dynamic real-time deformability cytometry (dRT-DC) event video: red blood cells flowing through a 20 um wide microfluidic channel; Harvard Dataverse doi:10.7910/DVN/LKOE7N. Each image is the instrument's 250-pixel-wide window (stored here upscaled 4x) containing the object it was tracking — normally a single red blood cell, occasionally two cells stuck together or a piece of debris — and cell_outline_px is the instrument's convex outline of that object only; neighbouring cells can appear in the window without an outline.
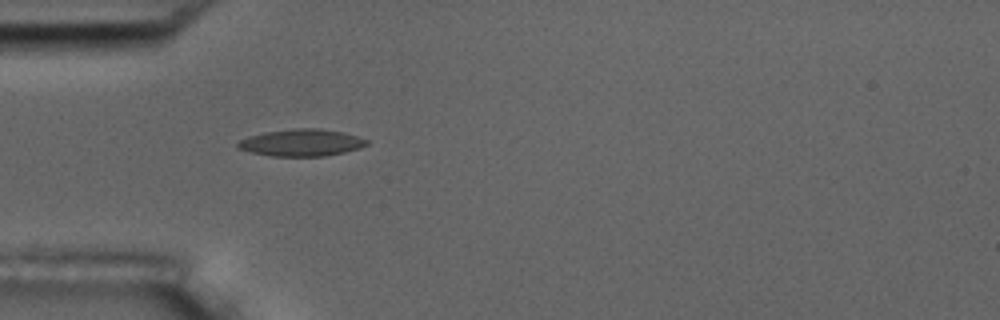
{"species": "common noctule bat (a hibernating species)", "species_latin": "Nyctalus noctula", "temperature_condition": "room temperature", "stored_images_in_passage": 1, "camera_frame_rate_fps": 3000, "um_per_image_px": 0.085, "animal": {"sex": "male", "body_mass_g": 17.5, "forearm_length_mm": 52.3}, "frame": {"image": 1, "passage_image": 1, "time_ms": 0.0, "image_size_px": [1000, 320], "cell_outline_px": [[368, 144], [360, 148], [344, 152], [324, 156], [272, 156], [252, 152], [236, 148], [236, 144], [240, 140], [248, 136], [264, 132], [292, 128], [320, 128], [344, 132], [368, 140]], "centroid_in_image_um": [25.61, 12.12], "position_along_channel_um": 59.4, "area_um2": 20.35}}